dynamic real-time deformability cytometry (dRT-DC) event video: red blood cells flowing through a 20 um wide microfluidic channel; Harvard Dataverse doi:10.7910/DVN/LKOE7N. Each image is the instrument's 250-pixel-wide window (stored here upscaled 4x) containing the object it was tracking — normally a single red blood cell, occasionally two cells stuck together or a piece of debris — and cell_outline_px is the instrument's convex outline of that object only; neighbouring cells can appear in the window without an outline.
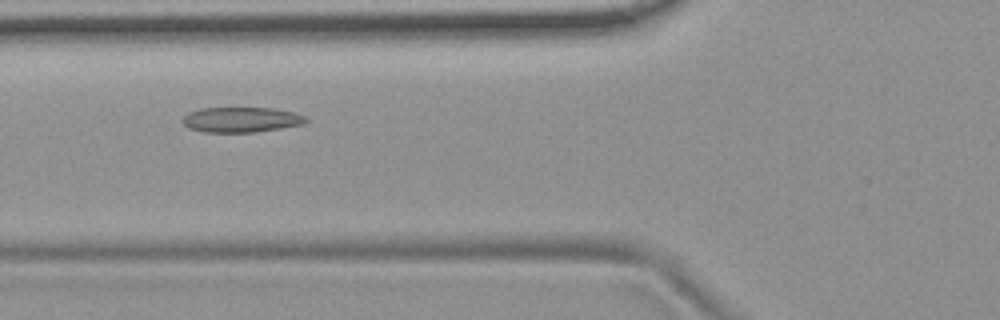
{"species": "common noctule bat (a hibernating species)", "species_latin": "Nyctalus noctula", "temperature_condition": "room temperature", "stored_images_in_passage": 37, "camera_frame_rate_fps": 3000, "um_per_image_px": 0.085, "animal": {"sex": "female", "body_mass_g": 19.9}, "frame": {"image": 1, "passage_image": 6, "time_ms": 1.667, "image_size_px": [1000, 320], "cell_outline_px": [[308, 120], [304, 124], [256, 132], [204, 132], [188, 128], [180, 120], [188, 112], [200, 108], [272, 108], [292, 112], [304, 116]], "centroid_in_image_um": [20.46, 10.17], "position_along_channel_um": 105.3, "area_um2": 18.09}}
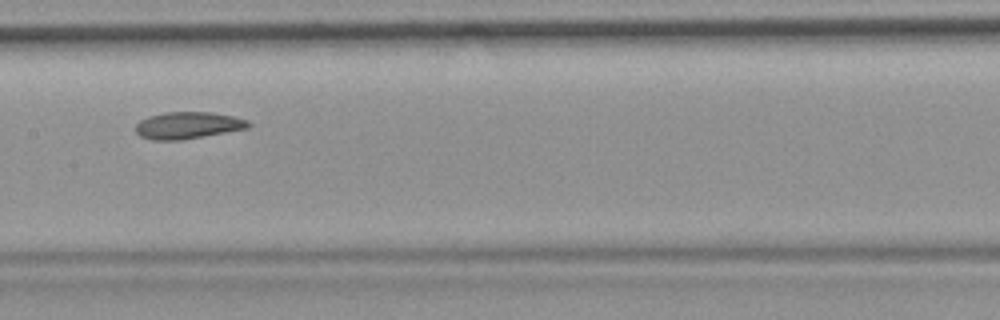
{"frame": {"image": 2, "passage_image": 13, "time_ms": 4.0, "image_size_px": [1000, 320], "cell_outline_px": [[252, 124], [248, 128], [180, 140], [152, 140], [140, 136], [136, 132], [136, 124], [140, 120], [148, 116], [164, 112], [212, 112], [232, 116], [248, 120]], "centroid_in_image_um": [15.95, 10.65], "position_along_channel_um": 191.4, "area_um2": 17.63}}
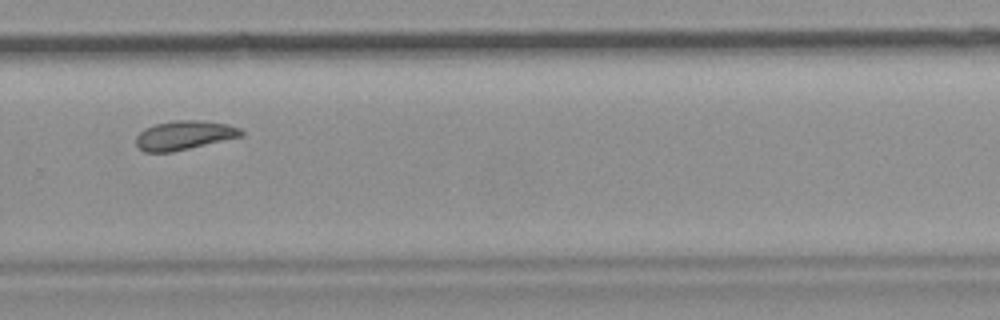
{"frame": {"image": 3, "passage_image": 23, "time_ms": 7.333, "image_size_px": [1000, 320], "cell_outline_px": [[244, 136], [172, 152], [144, 152], [136, 144], [136, 136], [144, 128], [156, 124], [176, 120], [204, 120], [228, 124], [240, 128], [244, 132]], "centroid_in_image_um": [15.69, 11.49], "position_along_channel_um": 314.1, "area_um2": 17.92}}